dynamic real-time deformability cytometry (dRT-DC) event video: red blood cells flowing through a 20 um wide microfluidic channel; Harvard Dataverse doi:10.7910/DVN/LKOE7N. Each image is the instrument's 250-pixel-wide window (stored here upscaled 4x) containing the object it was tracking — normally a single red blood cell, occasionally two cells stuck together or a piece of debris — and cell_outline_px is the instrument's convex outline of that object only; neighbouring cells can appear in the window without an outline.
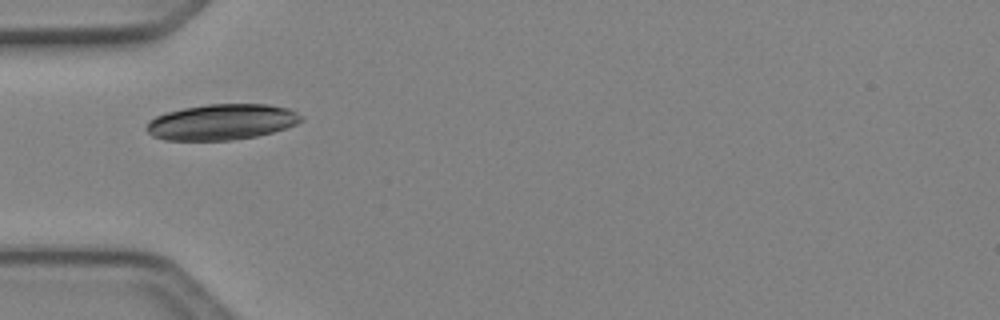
{"species": "Egyptian fruit bat (a non-hibernating species)", "species_latin": "Rousettus aegyptiacus", "temperature_condition": "cold", "stored_images_in_passage": 3, "camera_frame_rate_fps": 3000, "um_per_image_px": 0.085, "animal": {"sex": "female"}, "frame": {"image": 1, "passage_image": 1, "time_ms": 0.0, "image_size_px": [1000, 320], "cell_outline_px": [[304, 120], [288, 128], [256, 136], [232, 140], [164, 140], [152, 136], [148, 132], [148, 120], [156, 116], [168, 112], [184, 108], [208, 104], [268, 104], [288, 108], [304, 116]], "centroid_in_image_um": [18.89, 10.37], "position_along_channel_um": 66.1, "area_um2": 32.25}}
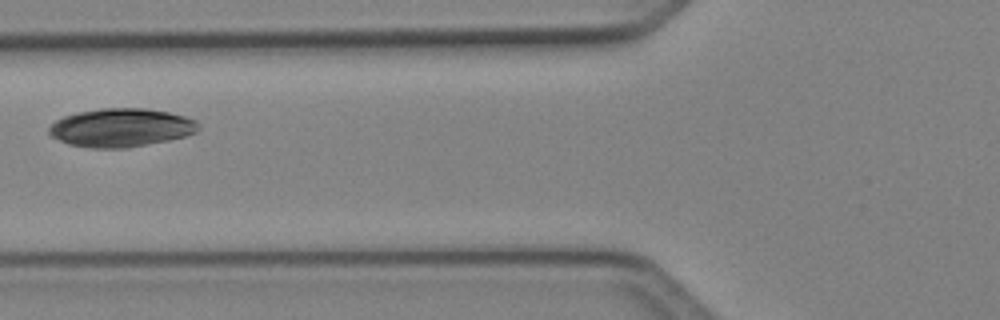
{"frame": {"image": 2, "passage_image": 2, "time_ms": 0.333, "image_size_px": [1000, 320], "cell_outline_px": [[200, 128], [196, 132], [184, 136], [168, 140], [124, 148], [92, 148], [68, 144], [52, 136], [48, 132], [48, 128], [56, 120], [64, 116], [76, 112], [104, 108], [144, 108], [168, 112], [184, 116], [196, 120], [200, 124]], "centroid_in_image_um": [10.29, 10.84], "position_along_channel_um": 115.5, "area_um2": 33.35}}
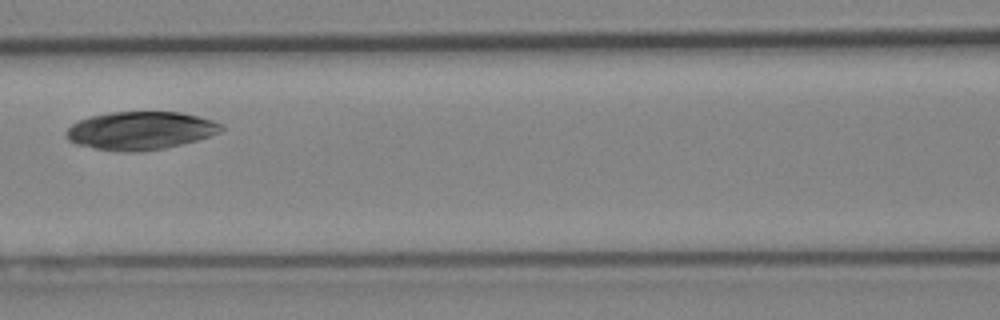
{"frame": {"image": 3, "passage_image": 3, "time_ms": 0.667, "image_size_px": [1000, 320], "cell_outline_px": [[224, 128], [220, 132], [196, 140], [164, 148], [136, 152], [128, 152], [96, 148], [76, 144], [68, 140], [64, 136], [64, 132], [72, 124], [88, 116], [112, 112], [180, 112], [212, 120], [224, 124]], "centroid_in_image_um": [11.91, 11.09], "position_along_channel_um": 154.7, "area_um2": 34.28}}